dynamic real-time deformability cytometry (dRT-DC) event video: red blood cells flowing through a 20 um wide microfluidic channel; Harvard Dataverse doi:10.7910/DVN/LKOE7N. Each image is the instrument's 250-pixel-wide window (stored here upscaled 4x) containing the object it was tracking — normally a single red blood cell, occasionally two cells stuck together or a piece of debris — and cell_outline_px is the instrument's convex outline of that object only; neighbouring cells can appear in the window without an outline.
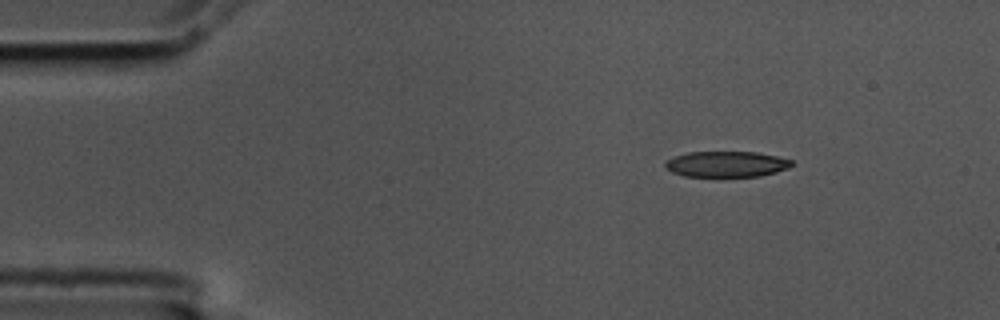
{"species": "common noctule bat (a hibernating species)", "species_latin": "Nyctalus noctula", "temperature_condition": "cold", "stored_images_in_passage": 3, "camera_frame_rate_fps": 3000, "um_per_image_px": 0.085, "animal": {"sex": "male", "body_mass_g": 17.5, "forearm_length_mm": 52.3}, "frame": {"image": 1, "passage_image": 1, "time_ms": 0.0, "image_size_px": [1000, 320], "cell_outline_px": [[792, 164], [788, 168], [776, 172], [760, 176], [684, 176], [672, 172], [664, 164], [664, 160], [688, 152], [756, 152], [776, 156], [792, 160]], "centroid_in_image_um": [61.74, 13.95], "position_along_channel_um": 23.3, "area_um2": 18.84}}